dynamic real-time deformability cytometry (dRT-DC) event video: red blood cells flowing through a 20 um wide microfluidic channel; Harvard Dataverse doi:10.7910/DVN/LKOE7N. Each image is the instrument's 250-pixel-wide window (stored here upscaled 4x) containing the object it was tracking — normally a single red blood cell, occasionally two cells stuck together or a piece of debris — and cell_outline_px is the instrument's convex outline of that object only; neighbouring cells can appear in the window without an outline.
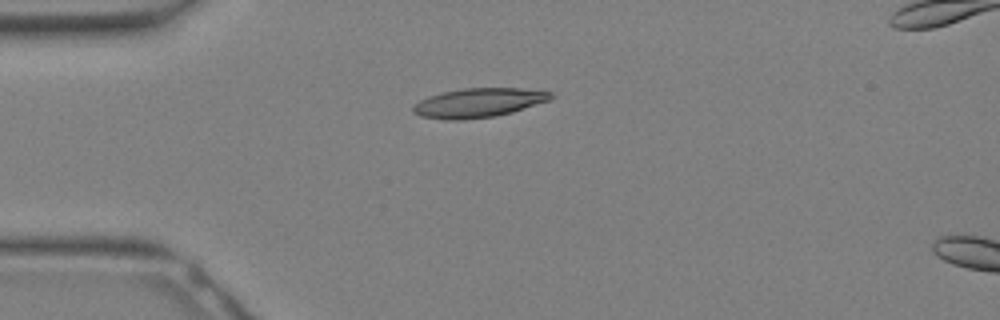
{"species": "Egyptian fruit bat (a non-hibernating species)", "species_latin": "Rousettus aegyptiacus", "temperature_condition": "warm", "stored_images_in_passage": 3, "camera_frame_rate_fps": 3000, "um_per_image_px": 0.085, "animal": {"sex": "female"}, "frame": {"image": 1, "passage_image": 1, "time_ms": 0.0, "image_size_px": [1000, 320], "cell_outline_px": [[556, 96], [552, 100], [512, 112], [496, 116], [464, 120], [444, 120], [420, 116], [412, 112], [412, 108], [420, 100], [428, 96], [444, 92], [464, 88], [520, 88], [552, 92]], "centroid_in_image_um": [40.71, 8.74], "position_along_channel_um": 44.3, "area_um2": 23.64}}